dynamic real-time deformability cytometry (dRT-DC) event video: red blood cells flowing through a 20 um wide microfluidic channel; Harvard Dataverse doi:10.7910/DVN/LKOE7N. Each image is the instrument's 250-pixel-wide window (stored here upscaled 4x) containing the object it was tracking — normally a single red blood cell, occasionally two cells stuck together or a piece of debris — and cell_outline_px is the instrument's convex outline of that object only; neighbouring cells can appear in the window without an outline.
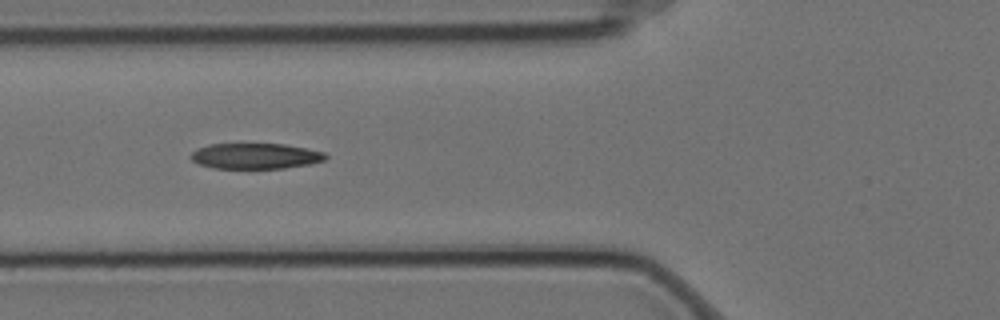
{"species": "Egyptian fruit bat (a non-hibernating species)", "species_latin": "Rousettus aegyptiacus", "temperature_condition": "cold", "stored_images_in_passage": 9, "camera_frame_rate_fps": 3000, "um_per_image_px": 0.085, "animal": {"sex": "female"}, "frame": {"image": 1, "passage_image": 6, "time_ms": 1.667, "image_size_px": [1000, 320], "cell_outline_px": [[328, 156], [324, 160], [308, 164], [284, 168], [212, 168], [200, 164], [192, 160], [192, 152], [196, 148], [208, 144], [284, 144], [324, 152]], "centroid_in_image_um": [21.69, 13.26], "position_along_channel_um": 104.1, "area_um2": 19.94}}
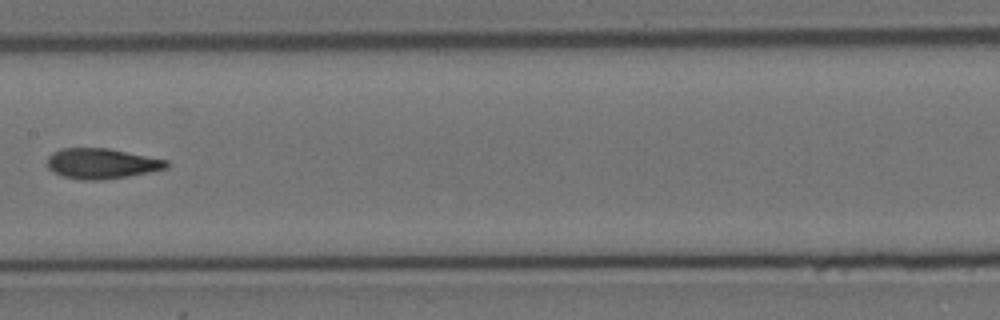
{"frame": {"image": 2, "passage_image": 8, "time_ms": 2.333, "image_size_px": [1000, 320], "cell_outline_px": [[172, 164], [168, 168], [128, 176], [104, 180], [80, 180], [64, 176], [52, 172], [48, 168], [48, 156], [52, 152], [60, 148], [108, 148], [168, 160]], "centroid_in_image_um": [8.65, 13.9], "position_along_channel_um": 198.8, "area_um2": 21.27}}
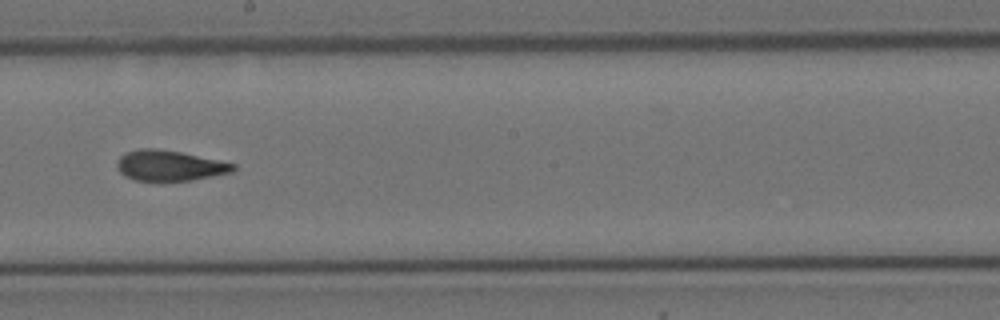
{"frame": {"image": 3, "passage_image": 9, "time_ms": 2.667, "image_size_px": [1000, 320], "cell_outline_px": [[236, 168], [232, 172], [192, 180], [136, 180], [124, 176], [116, 168], [116, 164], [120, 156], [128, 152], [140, 148], [156, 148], [180, 152], [236, 164]], "centroid_in_image_um": [14.39, 14.07], "position_along_channel_um": 233.8, "area_um2": 20.4}}